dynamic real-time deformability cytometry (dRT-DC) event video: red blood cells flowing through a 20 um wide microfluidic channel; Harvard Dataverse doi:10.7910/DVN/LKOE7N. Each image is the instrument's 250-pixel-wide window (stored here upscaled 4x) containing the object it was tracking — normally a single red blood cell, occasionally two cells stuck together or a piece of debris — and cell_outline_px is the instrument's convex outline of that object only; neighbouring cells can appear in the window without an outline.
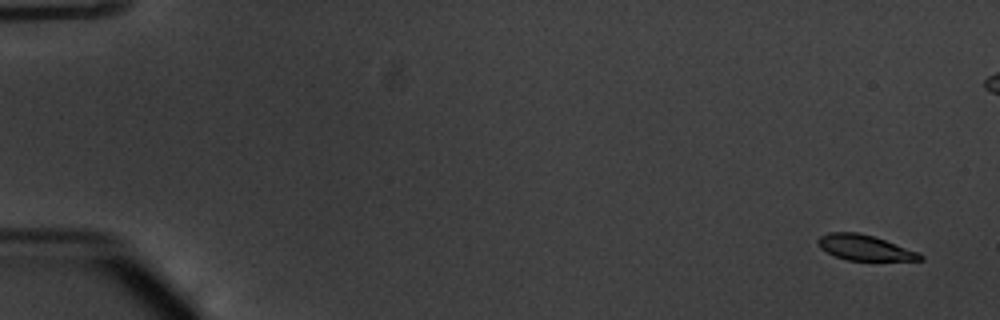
{"species": "common noctule bat (a hibernating species)", "species_latin": "Nyctalus noctula", "temperature_condition": "warm", "stored_images_in_passage": 54, "camera_frame_rate_fps": 3000, "um_per_image_px": 0.085, "animal": {"sex": "male", "body_mass_g": 20.1, "forearm_length_mm": 53.5}, "frame": {"image": 1, "passage_image": 1, "time_ms": 0.0, "image_size_px": [1000, 320], "cell_outline_px": [[924, 260], [848, 260], [836, 256], [820, 248], [816, 240], [820, 236], [828, 232], [856, 232], [872, 236], [884, 240], [916, 252], [924, 256]], "centroid_in_image_um": [73.44, 21.04], "position_along_channel_um": 11.6, "area_um2": 14.74}}
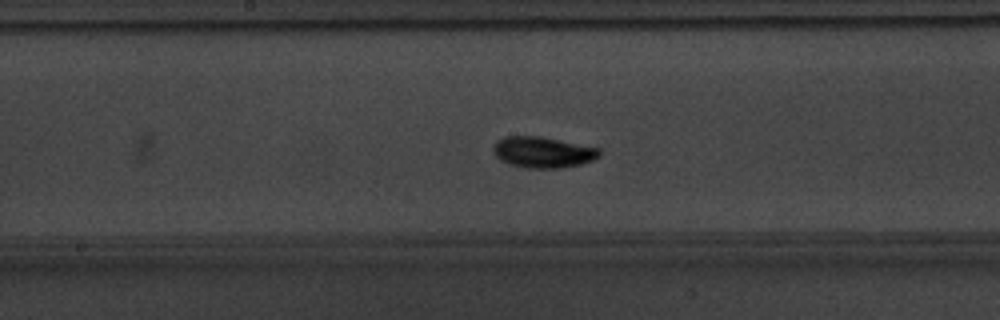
{"frame": {"image": 2, "passage_image": 28, "time_ms": 9.0, "image_size_px": [1000, 320], "cell_outline_px": [[600, 156], [592, 160], [580, 164], [560, 168], [524, 168], [500, 160], [492, 152], [492, 148], [496, 140], [504, 136], [540, 136], [600, 148]], "centroid_in_image_um": [46.11, 12.93], "position_along_channel_um": 202.1, "area_um2": 19.25}}
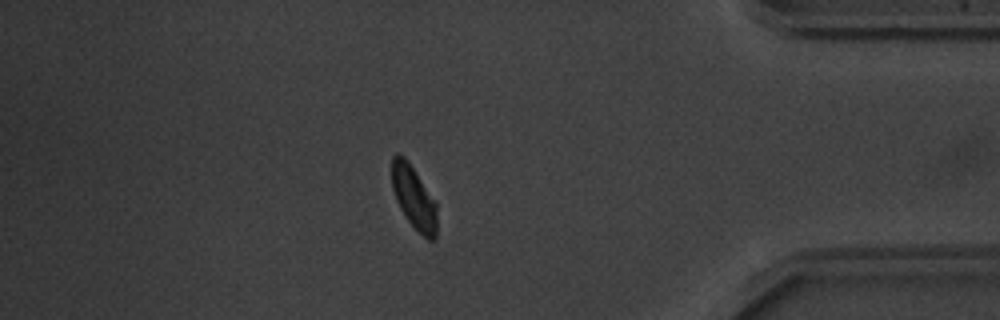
{"frame": {"image": 3, "passage_image": 46, "time_ms": 15.0, "image_size_px": [1000, 320], "cell_outline_px": [[436, 236], [432, 240], [428, 240], [408, 220], [400, 208], [396, 200], [392, 188], [392, 156], [396, 152], [400, 152], [404, 156], [436, 200]], "centroid_in_image_um": [35.17, 16.74], "position_along_channel_um": 400.0, "area_um2": 16.47}, "authors_computed_cell_mechanics": {"area_um2": 16.9643, "velocity_mm_per_s": 3.7947, "shape_relaxation_time_tau1_ms": 3.537, "shape_relaxation_time_tau2_ms": 5.8368, "deformation_change_tau1": 0.1664, "deformation_change_tau2": 0.0689}}